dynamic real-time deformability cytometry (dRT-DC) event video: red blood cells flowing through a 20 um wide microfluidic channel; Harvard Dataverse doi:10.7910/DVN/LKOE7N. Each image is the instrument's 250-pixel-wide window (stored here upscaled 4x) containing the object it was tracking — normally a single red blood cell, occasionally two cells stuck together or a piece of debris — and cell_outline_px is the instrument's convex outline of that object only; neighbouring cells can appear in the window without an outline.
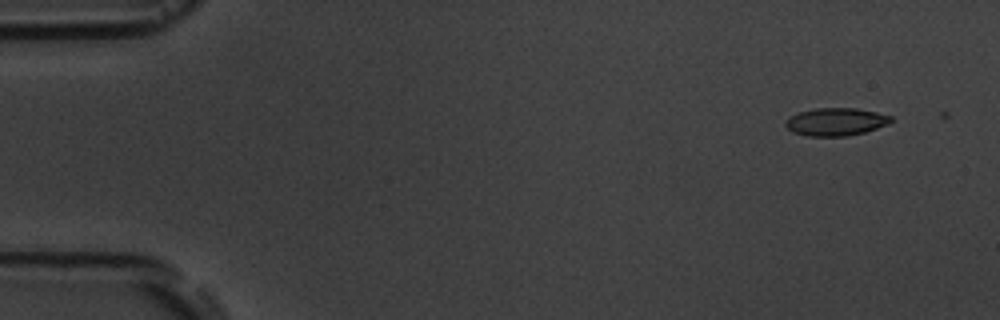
{"species": "common noctule bat (a hibernating species)", "species_latin": "Nyctalus noctula", "temperature_condition": "room temperature", "stored_images_in_passage": 2, "camera_frame_rate_fps": 3000, "um_per_image_px": 0.085, "animal": {"sex": "male", "body_mass_g": 19.5, "forearm_length_mm": 54.6}, "frame": {"image": 1, "passage_image": 1, "time_ms": 0.0, "image_size_px": [1000, 320], "cell_outline_px": [[892, 120], [888, 124], [864, 132], [848, 136], [808, 136], [792, 132], [784, 124], [792, 116], [800, 112], [816, 108], [856, 108], [876, 112], [892, 116]], "centroid_in_image_um": [71.06, 10.35], "position_along_channel_um": 13.9, "area_um2": 16.88}}